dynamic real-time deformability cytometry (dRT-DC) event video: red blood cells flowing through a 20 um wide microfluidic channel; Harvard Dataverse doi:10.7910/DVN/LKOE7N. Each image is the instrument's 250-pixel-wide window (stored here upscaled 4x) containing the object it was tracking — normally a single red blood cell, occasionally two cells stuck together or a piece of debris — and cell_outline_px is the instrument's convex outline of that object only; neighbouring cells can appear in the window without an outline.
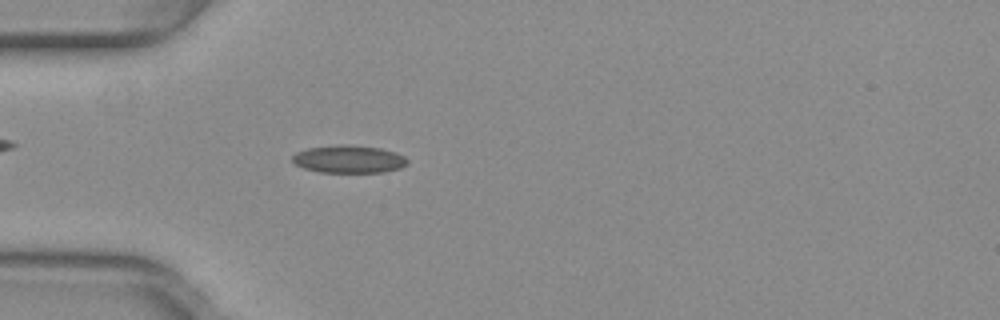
{"species": "common noctule bat (a hibernating species)", "species_latin": "Nyctalus noctula", "temperature_condition": "warm", "stored_images_in_passage": 41, "camera_frame_rate_fps": 3000, "um_per_image_px": 0.085, "animal": {"sex": "female", "body_mass_g": 29.2, "forearm_length_mm": 56.3}, "frame": {"image": 1, "passage_image": 5, "time_ms": 1.333, "image_size_px": [1000, 320], "cell_outline_px": [[408, 164], [400, 168], [384, 172], [320, 172], [304, 168], [296, 164], [292, 160], [292, 156], [296, 152], [308, 148], [340, 144], [348, 144], [380, 148], [396, 152], [404, 156], [408, 160]], "centroid_in_image_um": [29.67, 13.52], "position_along_channel_um": 55.3, "area_um2": 18.61}}
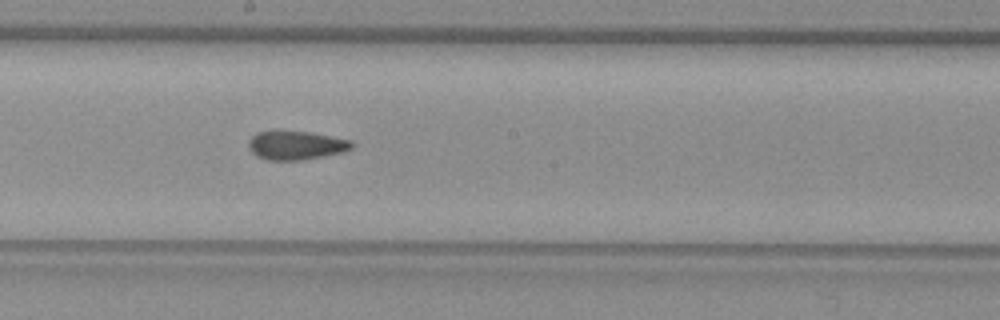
{"frame": {"image": 2, "passage_image": 18, "time_ms": 5.667, "image_size_px": [1000, 320], "cell_outline_px": [[352, 148], [344, 152], [324, 156], [300, 160], [268, 160], [256, 156], [248, 148], [248, 140], [256, 132], [272, 128], [280, 128], [308, 132], [352, 140]], "centroid_in_image_um": [25.08, 12.31], "position_along_channel_um": 223.1, "area_um2": 17.98}}
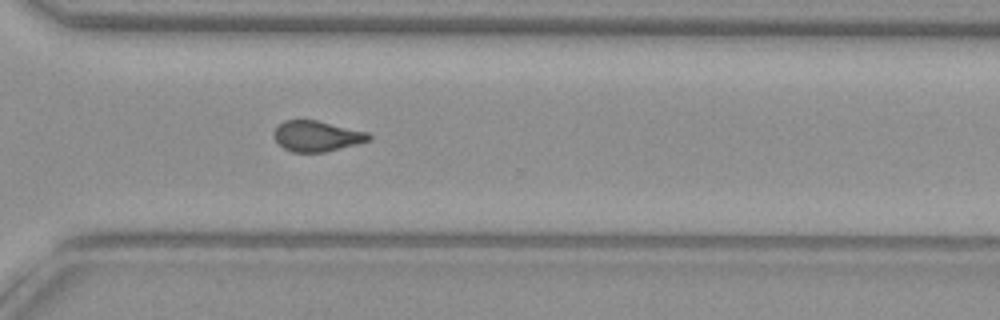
{"frame": {"image": 3, "passage_image": 27, "time_ms": 8.667, "image_size_px": [1000, 320], "cell_outline_px": [[372, 136], [368, 140], [356, 144], [324, 152], [292, 152], [284, 148], [276, 140], [276, 128], [284, 120], [316, 120], [368, 132]], "centroid_in_image_um": [26.95, 11.57], "position_along_channel_um": 343.7, "area_um2": 16.53}, "authors_computed_cell_mechanics": {"area_um2": 17.7446, "velocity_mm_per_s": 4.0286, "shape_relaxation_time_tau1_ms": null, "shape_relaxation_time_tau2_ms": 1.8631, "deformation_change_tau1": null, "deformation_change_tau2": 0.0954}}